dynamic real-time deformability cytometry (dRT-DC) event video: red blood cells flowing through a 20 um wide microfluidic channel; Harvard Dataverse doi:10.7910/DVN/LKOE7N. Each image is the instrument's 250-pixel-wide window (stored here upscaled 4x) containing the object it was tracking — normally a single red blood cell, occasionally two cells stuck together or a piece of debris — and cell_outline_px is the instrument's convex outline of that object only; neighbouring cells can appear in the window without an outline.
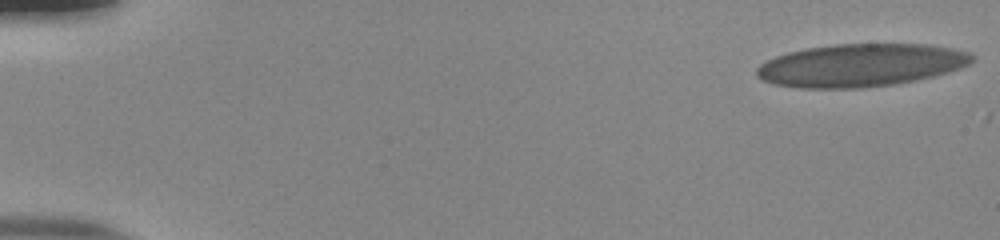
{"species": "human", "species_latin": "Homo sapiens", "temperature_condition": "room temperature", "stored_images_in_passage": 17, "camera_frame_rate_fps": 3000, "um_per_image_px": 0.085, "donor": {"sex": "male"}, "frame": {"image": 1, "passage_image": 1, "time_ms": 0.0, "image_size_px": [1000, 240], "cell_outline_px": [[976, 60], [960, 68], [948, 72], [932, 76], [892, 84], [860, 88], [800, 88], [776, 84], [764, 80], [756, 76], [756, 68], [760, 64], [776, 56], [788, 52], [808, 48], [832, 44], [928, 44], [952, 48], [968, 52], [976, 56]], "centroid_in_image_um": [73.17, 5.53], "position_along_channel_um": 11.8, "area_um2": 53.58}}
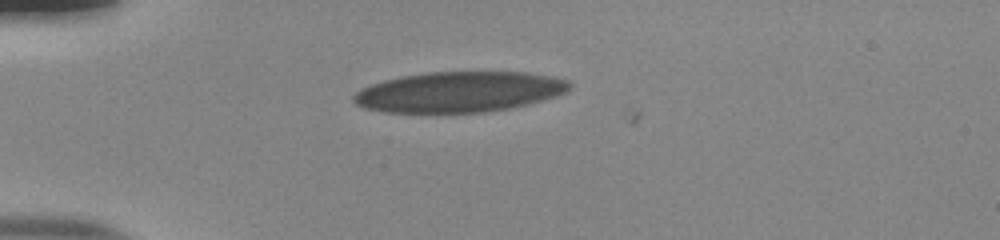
{"frame": {"image": 2, "passage_image": 15, "time_ms": 4.667, "image_size_px": [1000, 240], "cell_outline_px": [[572, 88], [568, 92], [556, 96], [528, 104], [488, 112], [384, 112], [364, 108], [356, 104], [352, 100], [352, 96], [360, 88], [384, 80], [400, 76], [428, 72], [528, 72], [556, 76], [568, 80], [572, 84]], "centroid_in_image_um": [39.06, 7.8], "position_along_channel_um": 45.9, "area_um2": 51.33}}